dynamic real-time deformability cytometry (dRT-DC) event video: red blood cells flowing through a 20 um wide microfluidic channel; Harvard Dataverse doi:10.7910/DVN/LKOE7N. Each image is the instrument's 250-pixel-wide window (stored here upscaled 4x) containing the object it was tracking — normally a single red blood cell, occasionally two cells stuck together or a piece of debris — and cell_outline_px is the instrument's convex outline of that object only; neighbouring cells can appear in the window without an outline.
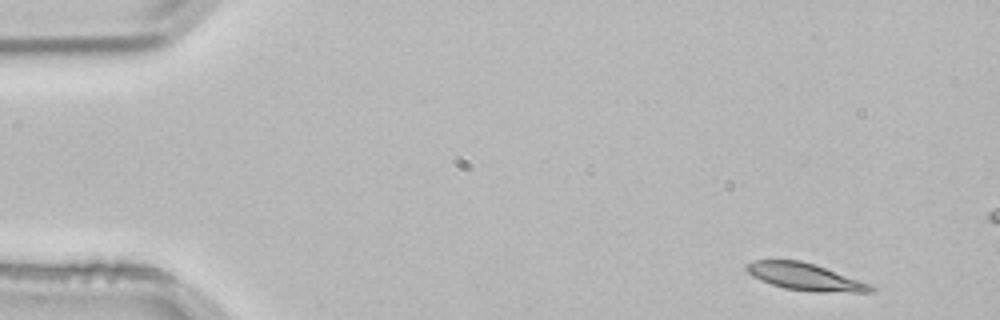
{"species": "common noctule bat (a hibernating species)", "species_latin": "Nyctalus noctula", "temperature_condition": "room temperature", "stored_images_in_passage": 12, "camera_frame_rate_fps": 3000, "um_per_image_px": 0.085, "animal": {"sex": "male", "body_mass_g": 21.5, "forearm_length_mm": 52.0}, "frame": {"image": 1, "passage_image": 1, "time_ms": 0.0, "image_size_px": [1000, 320], "cell_outline_px": [[876, 288], [872, 292], [820, 292], [784, 288], [760, 280], [752, 276], [744, 268], [744, 264], [756, 260], [800, 260], [816, 264], [868, 284]], "centroid_in_image_um": [68.37, 23.52], "position_along_channel_um": 16.6, "area_um2": 19.42}}